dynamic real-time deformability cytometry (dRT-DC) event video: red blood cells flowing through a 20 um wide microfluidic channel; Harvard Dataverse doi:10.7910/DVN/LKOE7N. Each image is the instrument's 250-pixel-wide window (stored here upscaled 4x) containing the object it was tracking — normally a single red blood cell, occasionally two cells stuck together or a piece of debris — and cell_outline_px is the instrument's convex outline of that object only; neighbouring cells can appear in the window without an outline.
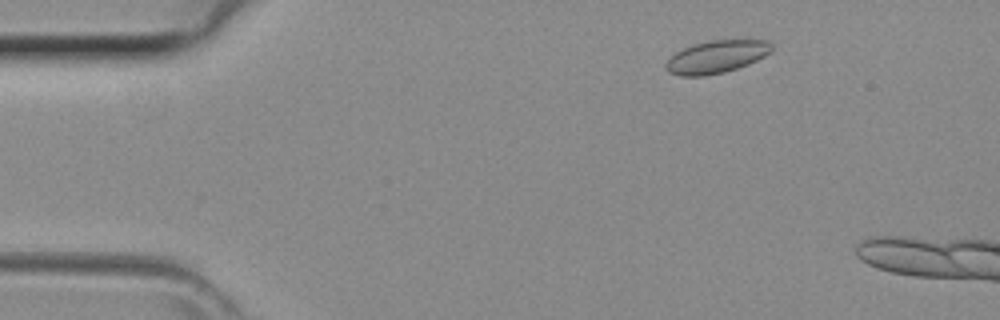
{"species": "common noctule bat (a hibernating species)", "species_latin": "Nyctalus noctula", "temperature_condition": "room temperature", "stored_images_in_passage": 35, "camera_frame_rate_fps": 3000, "um_per_image_px": 0.085, "animal": {"sex": "female", "body_mass_g": 29.2, "forearm_length_mm": 56.3}, "frame": {"image": 1, "passage_image": 3, "time_ms": 0.667, "image_size_px": [1000, 320], "cell_outline_px": [[772, 52], [748, 64], [724, 72], [704, 76], [680, 76], [668, 72], [664, 68], [664, 64], [668, 56], [692, 44], [708, 40], [768, 40], [772, 44]], "centroid_in_image_um": [60.85, 4.82], "position_along_channel_um": 24.2, "area_um2": 20.35}}
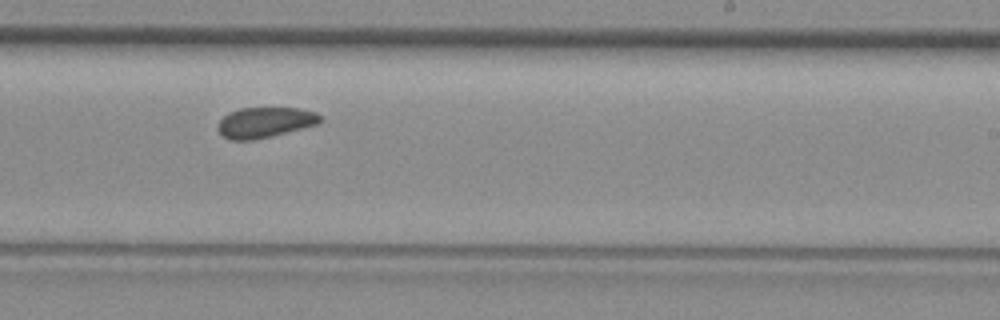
{"frame": {"image": 2, "passage_image": 23, "time_ms": 7.333, "image_size_px": [1000, 320], "cell_outline_px": [[324, 120], [316, 124], [252, 140], [232, 140], [224, 136], [216, 128], [220, 120], [228, 112], [240, 108], [300, 108], [316, 112], [324, 116]], "centroid_in_image_um": [22.53, 10.38], "position_along_channel_um": 266.5, "area_um2": 17.98}}
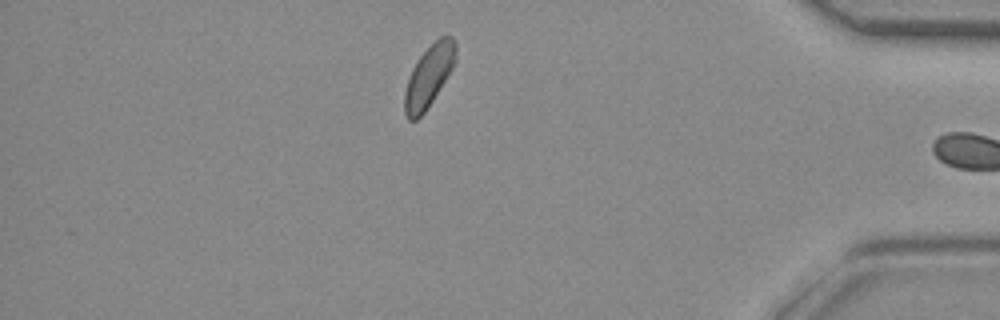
{"frame": {"image": 3, "passage_image": 34, "time_ms": 11.0, "image_size_px": [1000, 320], "cell_outline_px": [[456, 60], [452, 68], [432, 100], [424, 112], [416, 120], [408, 120], [404, 112], [404, 92], [412, 68], [420, 56], [440, 36], [452, 36], [456, 44]], "centroid_in_image_um": [36.44, 6.47], "position_along_channel_um": 398.8, "area_um2": 17.98}}